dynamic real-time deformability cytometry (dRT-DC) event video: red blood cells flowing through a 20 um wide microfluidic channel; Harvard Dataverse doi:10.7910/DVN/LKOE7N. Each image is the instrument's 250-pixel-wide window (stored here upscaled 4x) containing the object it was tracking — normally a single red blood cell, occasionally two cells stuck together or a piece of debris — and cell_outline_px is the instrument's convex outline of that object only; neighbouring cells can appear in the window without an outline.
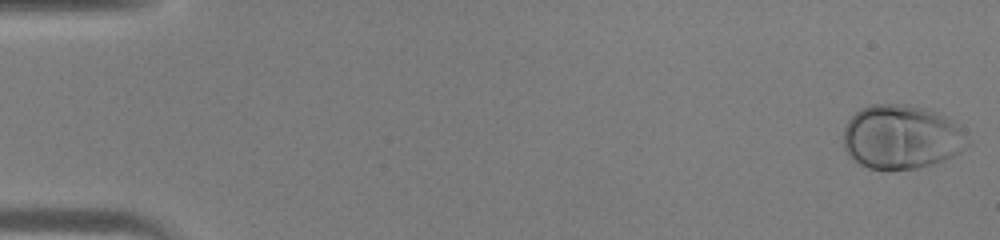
{"species": "human", "species_latin": "Homo sapiens", "temperature_condition": "warm", "stored_images_in_passage": 45, "camera_frame_rate_fps": 3000, "um_per_image_px": 0.085, "donor": {"sex": "male"}, "frame": {"image": 1, "passage_image": 1, "time_ms": 0.0, "image_size_px": [1000, 240], "cell_outline_px": [[972, 144], [960, 152], [944, 160], [932, 164], [916, 168], [868, 168], [852, 160], [848, 156], [844, 148], [844, 128], [848, 120], [860, 108], [872, 104], [904, 104], [924, 108], [944, 116], [952, 120], [960, 128]], "centroid_in_image_um": [76.61, 11.64], "position_along_channel_um": 8.4, "area_um2": 46.3}}
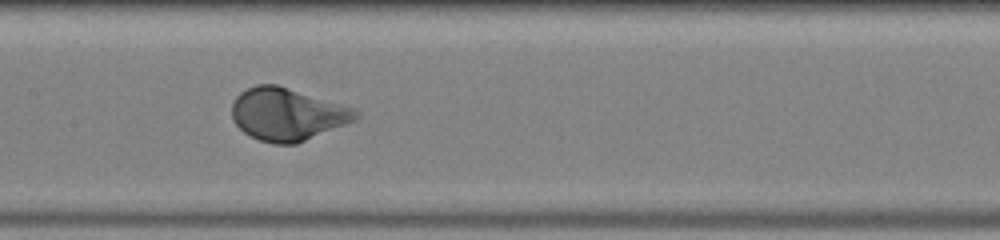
{"frame": {"image": 2, "passage_image": 23, "time_ms": 7.333, "image_size_px": [1000, 240], "cell_outline_px": [[360, 116], [356, 120], [348, 124], [296, 144], [272, 144], [260, 140], [244, 132], [232, 120], [232, 104], [236, 96], [240, 92], [256, 84], [276, 84], [356, 108], [360, 112]], "centroid_in_image_um": [24.45, 9.71], "position_along_channel_um": 182.9, "area_um2": 38.15}}
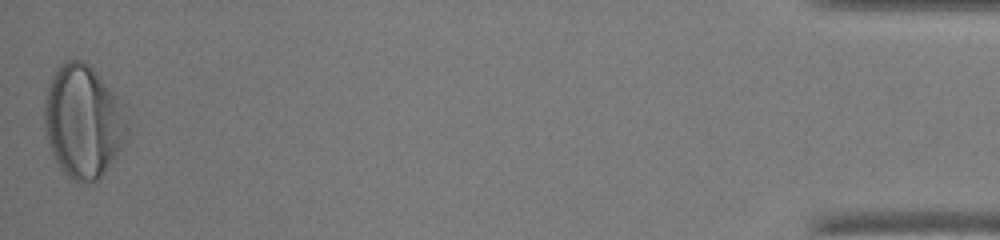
{"frame": {"image": 3, "passage_image": 45, "time_ms": 14.667, "image_size_px": [1000, 240], "cell_outline_px": [[128, 132], [116, 156], [104, 172], [96, 180], [80, 184], [68, 176], [60, 168], [48, 144], [44, 128], [44, 100], [48, 84], [56, 68], [60, 64], [68, 60], [84, 60], [96, 72], [116, 96], [128, 128]], "centroid_in_image_um": [7.01, 10.32], "position_along_channel_um": 428.2, "area_um2": 53.87}}